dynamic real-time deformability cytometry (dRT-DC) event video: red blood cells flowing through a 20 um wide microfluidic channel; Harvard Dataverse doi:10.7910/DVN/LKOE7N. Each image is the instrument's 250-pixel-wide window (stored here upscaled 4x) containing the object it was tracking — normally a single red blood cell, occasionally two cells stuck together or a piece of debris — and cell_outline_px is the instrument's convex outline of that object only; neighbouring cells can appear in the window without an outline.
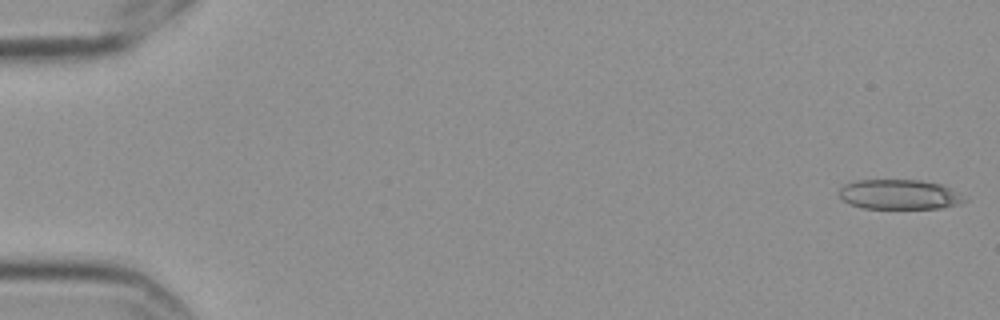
{"species": "Egyptian fruit bat (a non-hibernating species)", "species_latin": "Rousettus aegyptiacus", "temperature_condition": "cold", "stored_images_in_passage": 5, "camera_frame_rate_fps": 3000, "um_per_image_px": 0.085, "frame": {"image": 1, "passage_image": 1, "time_ms": 0.0, "image_size_px": [1000, 320], "cell_outline_px": [[968, 200], [960, 204], [944, 208], [864, 208], [852, 204], [844, 200], [840, 196], [840, 188], [844, 184], [852, 180], [920, 180], [940, 184], [948, 188]], "centroid_in_image_um": [76.43, 16.52], "position_along_channel_um": 8.6, "area_um2": 21.56}}
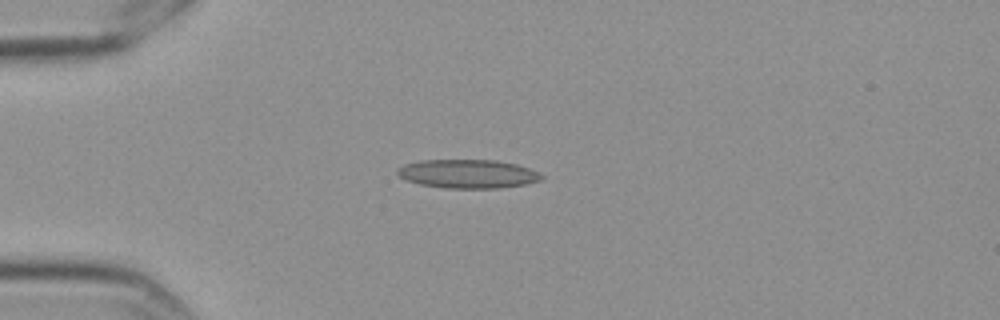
{"frame": {"image": 2, "passage_image": 5, "time_ms": 1.333, "image_size_px": [1000, 320], "cell_outline_px": [[544, 176], [540, 180], [524, 184], [500, 188], [444, 188], [420, 184], [408, 180], [400, 176], [396, 172], [404, 164], [420, 160], [496, 160], [516, 164], [540, 172]], "centroid_in_image_um": [39.79, 14.77], "position_along_channel_um": 45.2, "area_um2": 23.99}}